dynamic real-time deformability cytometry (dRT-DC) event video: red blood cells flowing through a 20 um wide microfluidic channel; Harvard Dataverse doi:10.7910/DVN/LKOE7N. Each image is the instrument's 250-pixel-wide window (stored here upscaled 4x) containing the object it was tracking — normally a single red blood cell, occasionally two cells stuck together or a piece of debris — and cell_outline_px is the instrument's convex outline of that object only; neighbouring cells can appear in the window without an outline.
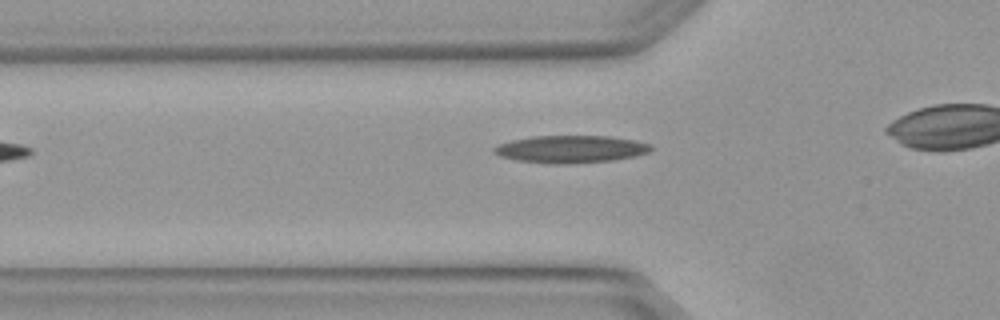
{"species": "Egyptian fruit bat (a non-hibernating species)", "species_latin": "Rousettus aegyptiacus", "temperature_condition": "warm", "stored_images_in_passage": 5, "camera_frame_rate_fps": 3000, "um_per_image_px": 0.085, "animal": {"sex": "female"}, "frame": {"image": 1, "passage_image": 3, "time_ms": 0.667, "image_size_px": [1000, 320], "cell_outline_px": [[652, 148], [648, 152], [636, 156], [612, 160], [564, 164], [548, 164], [516, 160], [500, 156], [492, 152], [492, 148], [500, 144], [512, 140], [532, 136], [608, 136], [636, 140], [652, 144]], "centroid_in_image_um": [48.51, 12.68], "position_along_channel_um": 77.3, "area_um2": 25.14}}